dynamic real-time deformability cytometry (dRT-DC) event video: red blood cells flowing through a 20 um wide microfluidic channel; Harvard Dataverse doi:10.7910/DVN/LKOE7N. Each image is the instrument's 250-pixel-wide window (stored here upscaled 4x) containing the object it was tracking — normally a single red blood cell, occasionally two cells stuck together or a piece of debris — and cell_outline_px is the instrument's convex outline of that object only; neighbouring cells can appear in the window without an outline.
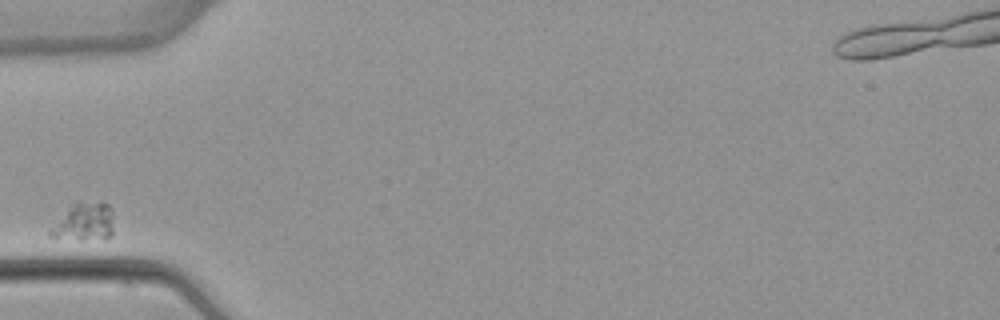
{"species": "common noctule bat (a hibernating species)", "species_latin": "Nyctalus noctula", "temperature_condition": "warm", "stored_images_in_passage": 3, "camera_frame_rate_fps": 3000, "um_per_image_px": 0.085, "animal": {"sex": "female", "body_mass_g": 22.7, "forearm_length_mm": 54.2}, "frame": {"image": 1, "passage_image": 1, "time_ms": 0.0, "image_size_px": [1000, 320], "cell_outline_px": [[112, 236], [80, 240], [48, 236], [48, 232], [76, 200], [80, 200], [108, 204], [112, 208]], "centroid_in_image_um": [7.17, 18.84], "position_along_channel_um": 77.8, "area_um2": 13.76}}
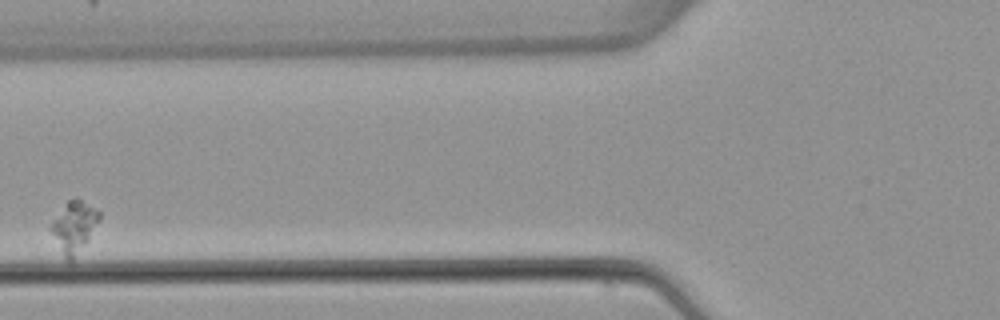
{"frame": {"image": 2, "passage_image": 2, "time_ms": 1.333, "image_size_px": [1000, 320], "cell_outline_px": [[100, 220], [72, 260], [68, 260], [64, 256], [48, 228], [52, 220], [68, 200], [76, 196], [100, 212]], "centroid_in_image_um": [6.26, 19.21], "position_along_channel_um": 119.5, "area_um2": 13.93}}
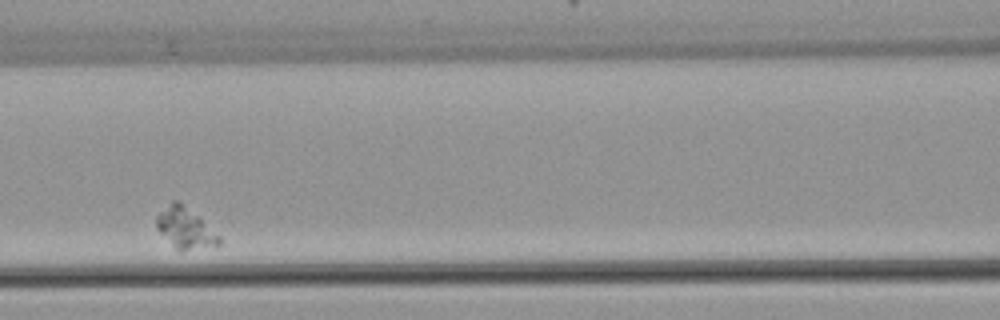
{"frame": {"image": 3, "passage_image": 3, "time_ms": 2.333, "image_size_px": [1000, 320], "cell_outline_px": [[220, 244], [180, 252], [156, 228], [156, 216], [172, 200], [180, 200], [220, 236]], "centroid_in_image_um": [15.72, 19.37], "position_along_channel_um": 150.9, "area_um2": 14.68}}